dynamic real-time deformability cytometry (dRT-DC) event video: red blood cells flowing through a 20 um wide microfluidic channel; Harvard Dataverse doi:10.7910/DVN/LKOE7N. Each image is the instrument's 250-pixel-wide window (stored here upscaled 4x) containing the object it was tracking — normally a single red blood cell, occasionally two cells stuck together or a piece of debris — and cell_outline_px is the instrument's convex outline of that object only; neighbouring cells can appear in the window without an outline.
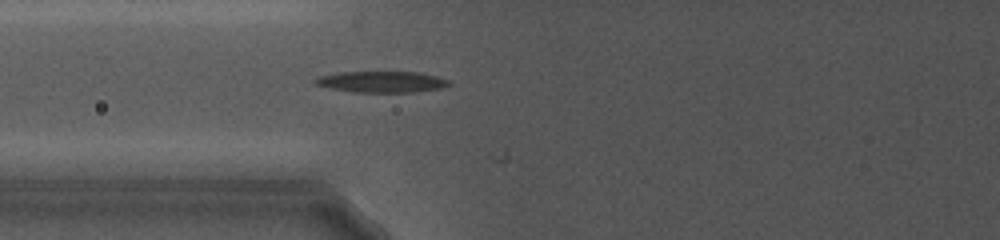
{"species": "common noctule bat (a hibernating species)", "species_latin": "Nyctalus noctula", "temperature_condition": "cold", "stored_images_in_passage": 7, "camera_frame_rate_fps": 5000, "um_per_image_px": 0.085, "animal": {"sex": "female", "body_mass_g": 19.0, "forearm_length_mm": 56.7}, "frame": {"image": 1, "passage_image": 5, "time_ms": 2.4, "image_size_px": [1000, 240], "cell_outline_px": [[452, 84], [444, 88], [412, 92], [352, 92], [332, 88], [316, 84], [312, 80], [320, 76], [340, 72], [420, 72], [436, 76], [448, 80]], "centroid_in_image_um": [32.48, 6.95], "position_along_channel_um": 93.3, "area_um2": 16.47}}